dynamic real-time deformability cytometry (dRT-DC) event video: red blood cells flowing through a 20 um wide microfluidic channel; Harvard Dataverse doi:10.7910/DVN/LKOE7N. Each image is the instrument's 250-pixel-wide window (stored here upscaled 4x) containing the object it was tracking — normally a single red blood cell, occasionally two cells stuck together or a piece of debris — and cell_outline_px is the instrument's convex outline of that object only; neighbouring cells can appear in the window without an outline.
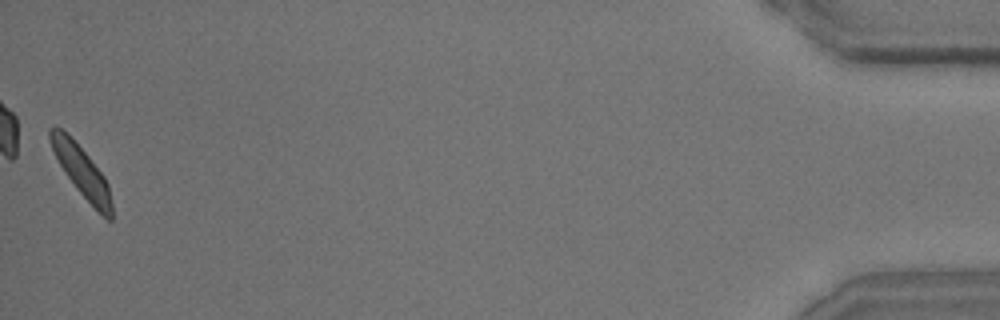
{"species": "common noctule bat (a hibernating species)", "species_latin": "Nyctalus noctula", "temperature_condition": "room temperature", "stored_images_in_passage": 52, "camera_frame_rate_fps": 3000, "um_per_image_px": 0.085, "animal": {"sex": "male", "body_mass_g": 15.6}, "frame": {"image": 1, "passage_image": 52, "time_ms": 17.0, "image_size_px": [1000, 320], "cell_outline_px": [[112, 220], [108, 220], [76, 188], [60, 164], [52, 148], [48, 136], [48, 128], [60, 128], [88, 156], [104, 176], [108, 184], [112, 204]], "centroid_in_image_um": [6.95, 14.58], "position_along_channel_um": 428.2, "area_um2": 17.17}, "authors_computed_cell_mechanics": {"area_um2": 18.4093, "velocity_mm_per_s": 3.8932, "shape_relaxation_time_tau1_ms": 3.7598, "shape_relaxation_time_tau2_ms": 2.2914, "deformation_change_tau1": 0.1198, "deformation_change_tau2": 0.0793}}